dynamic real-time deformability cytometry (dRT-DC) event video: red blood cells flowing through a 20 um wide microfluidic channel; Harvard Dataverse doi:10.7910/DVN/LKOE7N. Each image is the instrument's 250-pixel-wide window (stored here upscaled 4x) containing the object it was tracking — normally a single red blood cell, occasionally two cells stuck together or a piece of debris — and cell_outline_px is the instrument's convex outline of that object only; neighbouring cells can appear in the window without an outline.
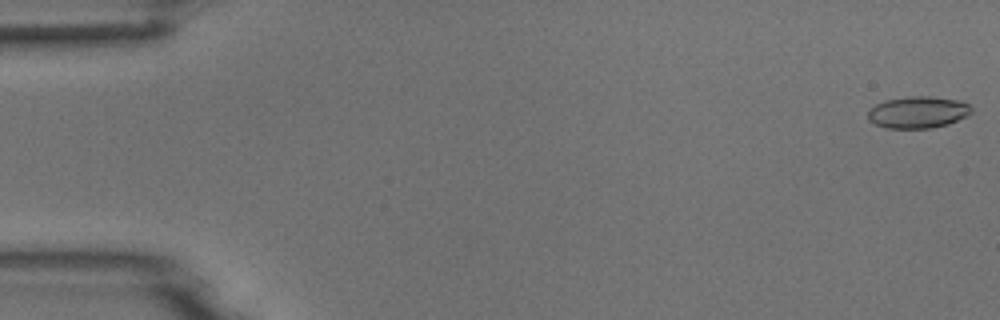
{"species": "common noctule bat (a hibernating species)", "species_latin": "Nyctalus noctula", "temperature_condition": "room temperature", "stored_images_in_passage": 53, "camera_frame_rate_fps": 3000, "um_per_image_px": 0.085, "animal": {"sex": "male", "body_mass_g": 18.8}, "frame": {"image": 1, "passage_image": 1, "time_ms": 0.0, "image_size_px": [1000, 320], "cell_outline_px": [[972, 112], [968, 116], [948, 124], [932, 128], [888, 128], [876, 124], [868, 120], [868, 112], [876, 104], [884, 100], [908, 96], [928, 96], [960, 100], [968, 104], [972, 108]], "centroid_in_image_um": [78.05, 9.53], "position_along_channel_um": 6.9, "area_um2": 19.25}}
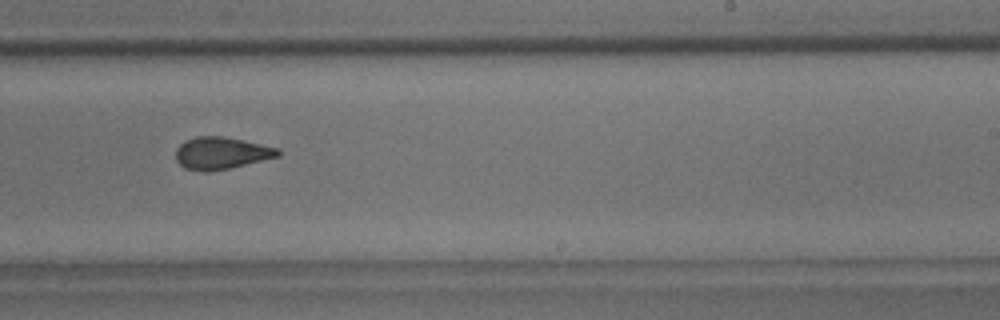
{"frame": {"image": 2, "passage_image": 33, "time_ms": 10.667, "image_size_px": [1000, 320], "cell_outline_px": [[280, 156], [228, 168], [208, 172], [204, 172], [184, 168], [176, 160], [176, 148], [184, 140], [196, 136], [224, 136], [244, 140], [280, 148]], "centroid_in_image_um": [18.8, 13.0], "position_along_channel_um": 270.2, "area_um2": 19.25}}
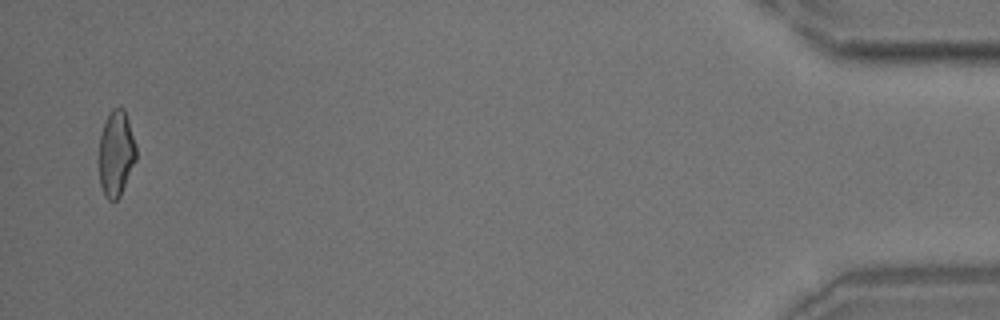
{"frame": {"image": 3, "passage_image": 52, "time_ms": 17.0, "image_size_px": [1000, 320], "cell_outline_px": [[136, 160], [120, 196], [116, 200], [108, 200], [104, 196], [100, 184], [100, 136], [104, 120], [112, 108], [120, 104], [124, 108], [136, 144]], "centroid_in_image_um": [9.88, 13.0], "position_along_channel_um": 425.3, "area_um2": 18.67}}